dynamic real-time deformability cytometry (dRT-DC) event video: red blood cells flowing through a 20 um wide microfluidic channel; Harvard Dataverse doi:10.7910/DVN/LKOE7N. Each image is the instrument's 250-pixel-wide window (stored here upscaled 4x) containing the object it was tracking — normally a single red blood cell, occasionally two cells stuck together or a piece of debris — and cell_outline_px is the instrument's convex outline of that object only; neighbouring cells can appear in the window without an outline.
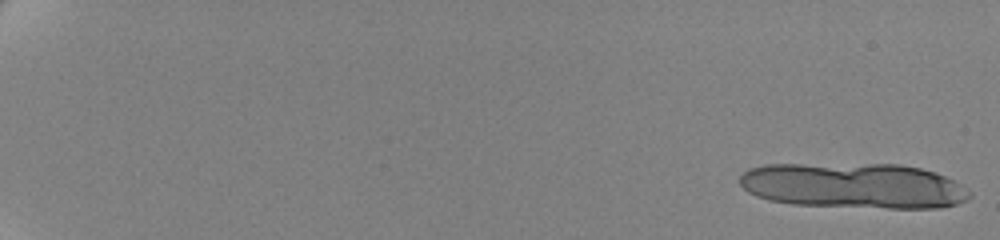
{"species": "human", "species_latin": "Homo sapiens", "temperature_condition": "cold", "stored_images_in_passage": 17, "camera_frame_rate_fps": 3000, "um_per_image_px": 0.085, "donor": {"sex": "female"}, "frame": {"image": 1, "passage_image": 1, "time_ms": 0.0, "image_size_px": [1000, 240], "cell_outline_px": [[972, 196], [968, 200], [956, 204], [940, 208], [888, 208], [792, 204], [768, 200], [756, 196], [748, 192], [740, 184], [740, 176], [748, 168], [764, 164], [900, 164], [920, 168], [936, 172], [960, 184]], "centroid_in_image_um": [72.54, 15.78], "position_along_channel_um": 12.5, "area_um2": 61.09}}